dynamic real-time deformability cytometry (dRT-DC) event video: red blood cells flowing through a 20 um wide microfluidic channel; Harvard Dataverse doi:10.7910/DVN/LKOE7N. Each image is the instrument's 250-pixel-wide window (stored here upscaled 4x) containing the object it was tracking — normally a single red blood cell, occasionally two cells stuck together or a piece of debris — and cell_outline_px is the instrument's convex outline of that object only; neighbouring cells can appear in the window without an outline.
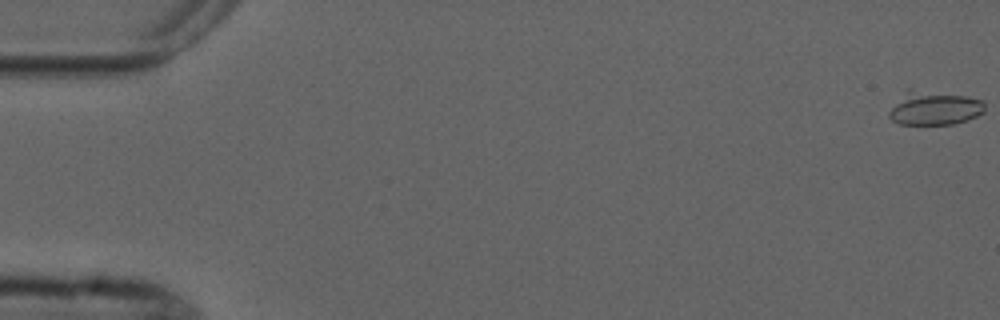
{"species": "common noctule bat (a hibernating species)", "species_latin": "Nyctalus noctula", "temperature_condition": "cold", "stored_images_in_passage": 4, "camera_frame_rate_fps": 3000, "um_per_image_px": 0.085, "animal": {"sex": "male", "forearm_length_mm": 52.5}, "frame": {"image": 1, "passage_image": 1, "time_ms": 0.0, "image_size_px": [1000, 320], "cell_outline_px": [[984, 112], [968, 120], [956, 124], [900, 124], [892, 120], [888, 116], [888, 112], [908, 88], [968, 96], [984, 100]], "centroid_in_image_um": [79.44, 9.18], "position_along_channel_um": 5.6, "area_um2": 18.96}}